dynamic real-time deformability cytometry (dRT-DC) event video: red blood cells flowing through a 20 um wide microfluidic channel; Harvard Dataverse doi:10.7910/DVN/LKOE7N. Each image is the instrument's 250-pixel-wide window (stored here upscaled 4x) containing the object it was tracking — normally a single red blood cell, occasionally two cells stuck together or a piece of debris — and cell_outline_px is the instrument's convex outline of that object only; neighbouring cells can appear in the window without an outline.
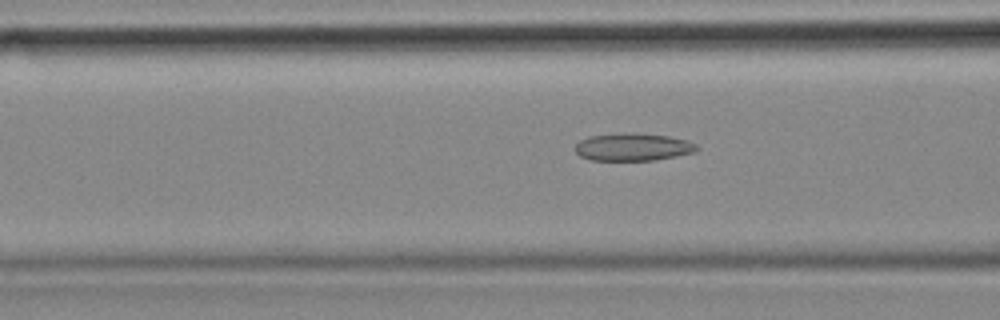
{"species": "common noctule bat (a hibernating species)", "species_latin": "Nyctalus noctula", "temperature_condition": "cold", "stored_images_in_passage": 37, "camera_frame_rate_fps": 3000, "um_per_image_px": 0.085, "animal": {"sex": "female", "body_mass_g": 18.4}, "frame": {"image": 1, "passage_image": 8, "time_ms": 2.333, "image_size_px": [1000, 320], "cell_outline_px": [[700, 148], [696, 152], [656, 160], [592, 160], [580, 156], [576, 152], [576, 144], [580, 140], [588, 136], [668, 136], [688, 140], [696, 144]], "centroid_in_image_um": [53.86, 12.56], "position_along_channel_um": 112.7, "area_um2": 18.5}}
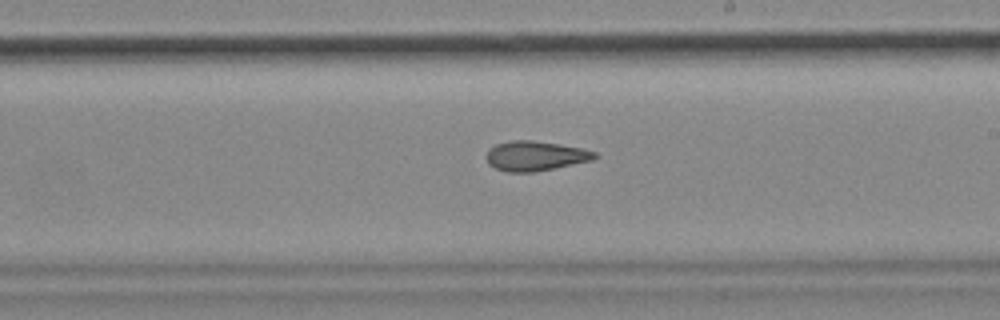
{"frame": {"image": 2, "passage_image": 19, "time_ms": 6.0, "image_size_px": [1000, 320], "cell_outline_px": [[600, 156], [592, 160], [532, 172], [508, 172], [496, 168], [488, 164], [484, 156], [488, 148], [496, 144], [512, 140], [532, 140], [560, 144], [584, 148], [596, 152]], "centroid_in_image_um": [45.48, 13.24], "position_along_channel_um": 243.5, "area_um2": 18.9}}
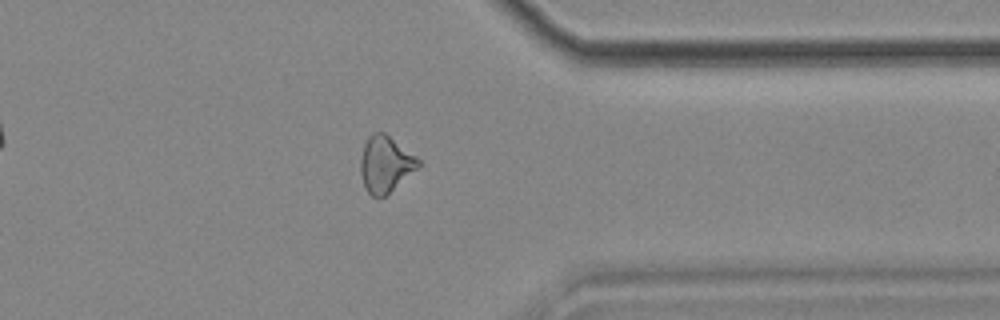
{"frame": {"image": 3, "passage_image": 31, "time_ms": 10.0, "image_size_px": [1000, 320], "cell_outline_px": [[424, 164], [384, 196], [372, 196], [368, 192], [364, 184], [360, 172], [360, 160], [364, 144], [368, 136], [372, 132], [384, 132], [416, 156]], "centroid_in_image_um": [32.78, 13.93], "position_along_channel_um": 378.6, "area_um2": 18.9}}